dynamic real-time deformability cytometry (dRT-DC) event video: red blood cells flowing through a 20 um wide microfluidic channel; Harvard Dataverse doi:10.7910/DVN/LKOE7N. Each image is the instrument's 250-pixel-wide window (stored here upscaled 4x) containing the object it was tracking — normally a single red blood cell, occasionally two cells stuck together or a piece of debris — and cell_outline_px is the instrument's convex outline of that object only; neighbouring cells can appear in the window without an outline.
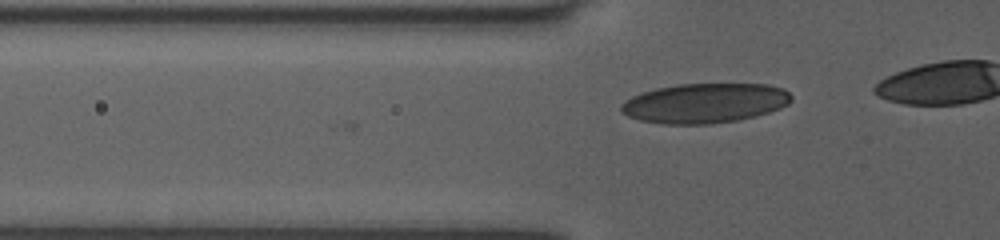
{"species": "human", "species_latin": "Homo sapiens", "temperature_condition": "room temperature", "stored_images_in_passage": 19, "camera_frame_rate_fps": 3000, "um_per_image_px": 0.085, "donor": {"sex": "female"}, "frame": {"image": 1, "passage_image": 13, "time_ms": 4.0, "image_size_px": [1000, 240], "cell_outline_px": [[792, 100], [788, 104], [780, 108], [768, 112], [736, 120], [708, 124], [664, 124], [640, 120], [628, 116], [620, 108], [620, 104], [632, 96], [656, 88], [676, 84], [768, 84], [784, 88], [792, 96]], "centroid_in_image_um": [59.92, 8.76], "position_along_channel_um": 65.9, "area_um2": 39.25}}
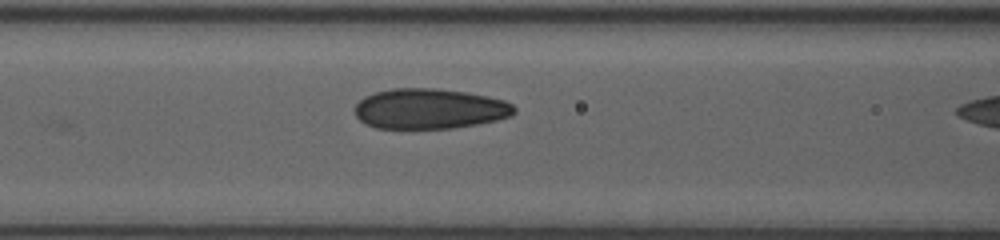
{"frame": {"image": 2, "passage_image": 18, "time_ms": 5.667, "image_size_px": [1000, 240], "cell_outline_px": [[516, 112], [512, 116], [496, 120], [476, 124], [452, 128], [376, 128], [364, 124], [356, 116], [356, 104], [364, 96], [376, 92], [392, 88], [436, 88], [468, 92], [488, 96], [504, 100], [512, 104], [516, 108]], "centroid_in_image_um": [36.53, 9.24], "position_along_channel_um": 130.1, "area_um2": 37.57}}